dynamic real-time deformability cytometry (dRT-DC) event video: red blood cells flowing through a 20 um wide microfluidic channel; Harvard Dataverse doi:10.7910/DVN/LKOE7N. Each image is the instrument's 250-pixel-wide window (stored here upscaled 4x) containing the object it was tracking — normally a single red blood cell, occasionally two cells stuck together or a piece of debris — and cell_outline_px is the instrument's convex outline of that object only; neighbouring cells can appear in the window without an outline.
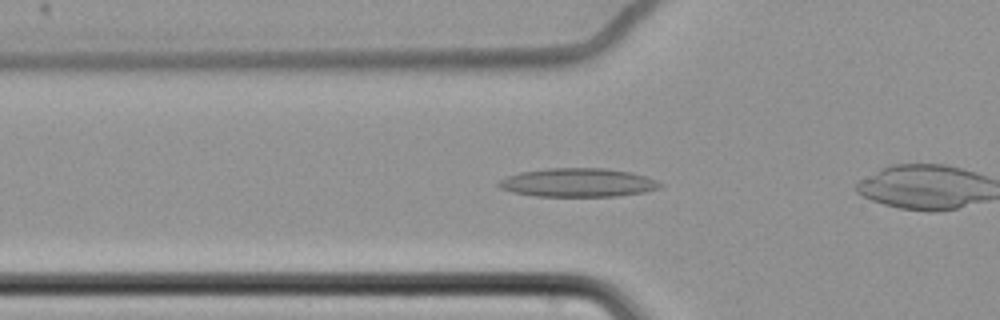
{"species": "common noctule bat (a hibernating species)", "species_latin": "Nyctalus noctula", "temperature_condition": "cold", "stored_images_in_passage": 47, "camera_frame_rate_fps": 3000, "um_per_image_px": 0.085, "animal": {"sex": "female", "body_mass_g": 22.7, "forearm_length_mm": 54.2}, "frame": {"image": 1, "passage_image": 19, "time_ms": 6.0, "image_size_px": [1000, 320], "cell_outline_px": [[664, 184], [660, 188], [644, 192], [620, 196], [536, 196], [512, 192], [500, 188], [496, 184], [500, 180], [508, 176], [520, 172], [548, 168], [604, 168], [632, 172], [656, 180]], "centroid_in_image_um": [49.14, 15.52], "position_along_channel_um": 76.7, "area_um2": 26.99}}
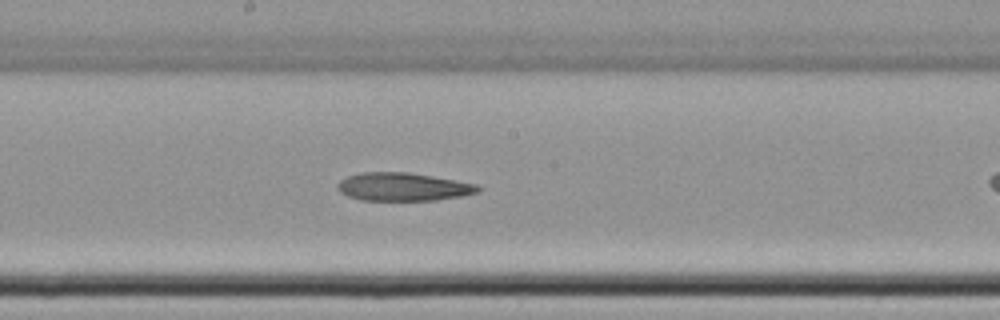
{"frame": {"image": 2, "passage_image": 31, "time_ms": 10.0, "image_size_px": [1000, 320], "cell_outline_px": [[480, 192], [460, 196], [436, 200], [360, 200], [348, 196], [340, 192], [336, 188], [336, 184], [340, 180], [348, 176], [360, 172], [408, 172], [456, 180], [476, 184], [480, 188]], "centroid_in_image_um": [34.23, 15.87], "position_along_channel_um": 214.0, "area_um2": 23.06}}
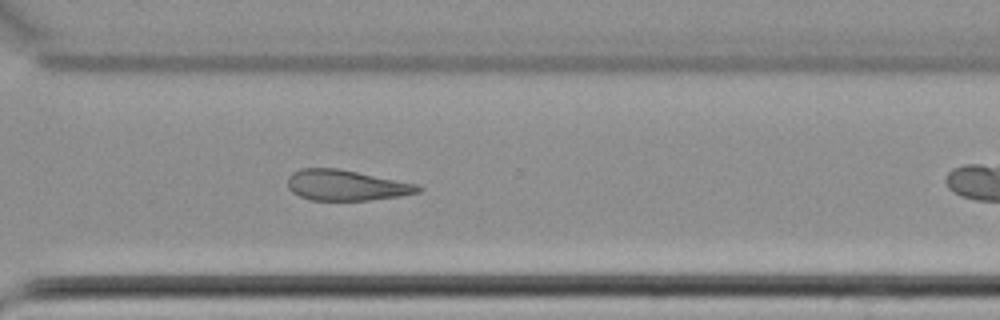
{"frame": {"image": 3, "passage_image": 42, "time_ms": 13.667, "image_size_px": [1000, 320], "cell_outline_px": [[424, 188], [420, 192], [400, 196], [368, 200], [312, 200], [300, 196], [292, 192], [288, 188], [288, 176], [292, 172], [300, 168], [336, 168], [420, 184]], "centroid_in_image_um": [29.45, 15.74], "position_along_channel_um": 341.2, "area_um2": 23.35}}